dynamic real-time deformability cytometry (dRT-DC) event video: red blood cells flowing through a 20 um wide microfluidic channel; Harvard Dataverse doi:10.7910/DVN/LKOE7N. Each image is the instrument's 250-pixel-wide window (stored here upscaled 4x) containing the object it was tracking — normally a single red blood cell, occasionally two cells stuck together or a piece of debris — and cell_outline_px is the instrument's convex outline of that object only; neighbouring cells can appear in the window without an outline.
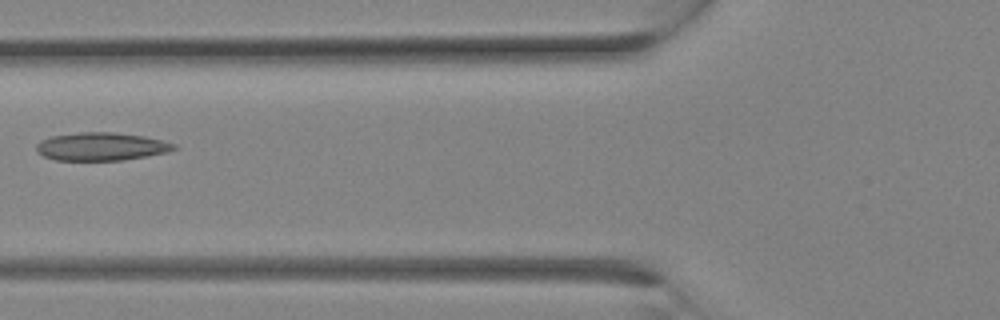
{"species": "Egyptian fruit bat (a non-hibernating species)", "species_latin": "Rousettus aegyptiacus", "temperature_condition": "room temperature", "stored_images_in_passage": 20, "camera_frame_rate_fps": 3000, "um_per_image_px": 0.085, "animal": {"sex": "female"}, "frame": {"image": 1, "passage_image": 4, "time_ms": 1.0, "image_size_px": [1000, 320], "cell_outline_px": [[176, 148], [168, 152], [148, 156], [124, 160], [56, 160], [44, 156], [36, 152], [36, 144], [40, 140], [52, 136], [80, 132], [112, 132], [144, 136], [176, 144]], "centroid_in_image_um": [8.59, 12.46], "position_along_channel_um": 117.2, "area_um2": 22.48}}
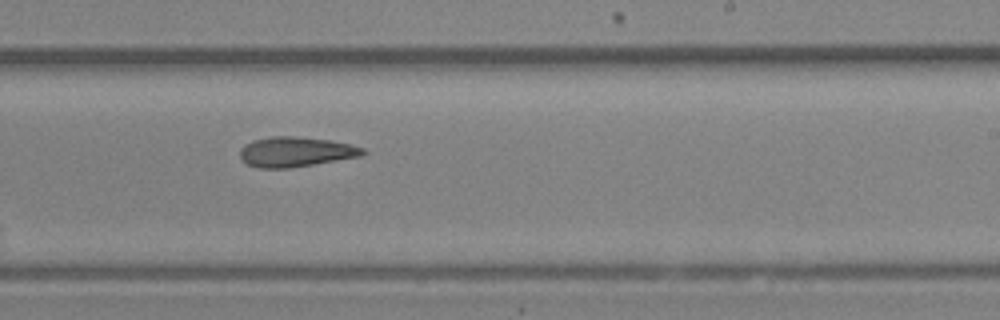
{"frame": {"image": 2, "passage_image": 10, "time_ms": 3.0, "image_size_px": [1000, 320], "cell_outline_px": [[368, 152], [364, 156], [288, 168], [260, 168], [248, 164], [240, 160], [240, 152], [244, 144], [252, 140], [272, 136], [296, 136], [328, 140], [352, 144], [364, 148]], "centroid_in_image_um": [25.16, 12.9], "position_along_channel_um": 263.8, "area_um2": 21.62}}
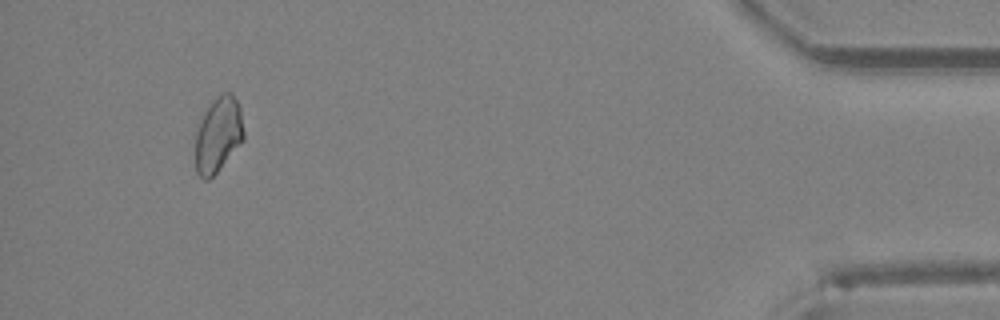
{"frame": {"image": 3, "passage_image": 19, "time_ms": 6.0, "image_size_px": [1000, 320], "cell_outline_px": [[244, 140], [216, 172], [208, 180], [204, 180], [196, 172], [196, 132], [200, 120], [204, 112], [216, 96], [224, 92], [232, 92], [240, 108], [244, 132]], "centroid_in_image_um": [18.55, 11.43], "position_along_channel_um": 416.6, "area_um2": 21.1}}